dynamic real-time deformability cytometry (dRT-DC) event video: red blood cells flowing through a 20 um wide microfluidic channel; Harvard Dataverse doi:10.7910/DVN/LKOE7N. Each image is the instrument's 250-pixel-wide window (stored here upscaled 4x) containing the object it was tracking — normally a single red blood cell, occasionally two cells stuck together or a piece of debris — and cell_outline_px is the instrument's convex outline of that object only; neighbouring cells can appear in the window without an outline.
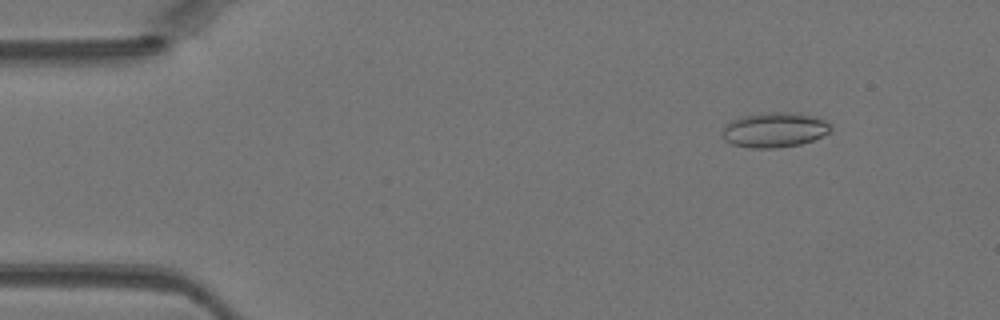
{"species": "Egyptian fruit bat (a non-hibernating species)", "species_latin": "Rousettus aegyptiacus", "temperature_condition": "warm", "stored_images_in_passage": 44, "camera_frame_rate_fps": 3000, "um_per_image_px": 0.085, "animal": {"sex": "female"}, "frame": {"image": 1, "passage_image": 5, "time_ms": 1.333, "image_size_px": [1000, 320], "cell_outline_px": [[832, 128], [828, 132], [812, 140], [800, 144], [776, 148], [748, 148], [732, 144], [724, 140], [724, 128], [732, 120], [744, 116], [772, 112], [788, 112], [816, 116], [824, 120]], "centroid_in_image_um": [65.84, 11.05], "position_along_channel_um": 19.2, "area_um2": 21.68}}
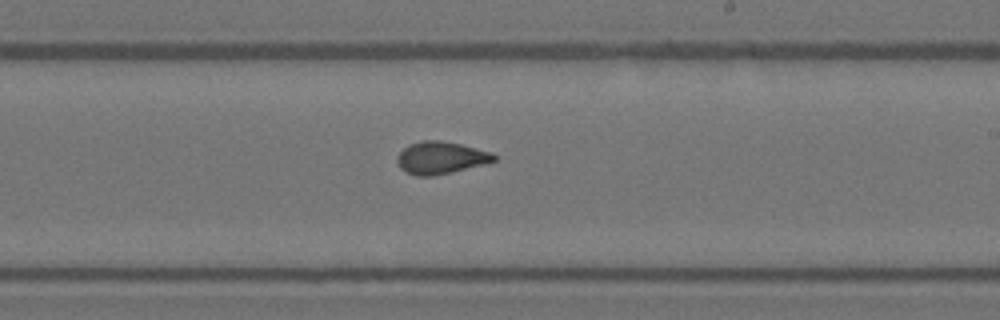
{"frame": {"image": 2, "passage_image": 26, "time_ms": 8.333, "image_size_px": [1000, 320], "cell_outline_px": [[496, 160], [452, 172], [432, 176], [416, 176], [400, 168], [396, 160], [396, 156], [408, 144], [424, 140], [440, 140], [460, 144], [492, 152], [496, 156]], "centroid_in_image_um": [37.43, 13.4], "position_along_channel_um": 251.6, "area_um2": 18.09}}
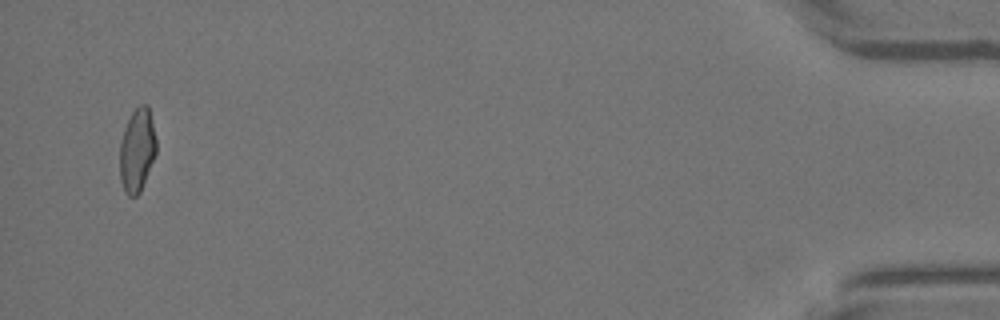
{"frame": {"image": 3, "passage_image": 43, "time_ms": 14.0, "image_size_px": [1000, 320], "cell_outline_px": [[156, 152], [140, 192], [136, 196], [128, 196], [124, 192], [120, 180], [120, 140], [124, 128], [132, 112], [140, 104], [148, 104], [156, 140]], "centroid_in_image_um": [11.63, 12.77], "position_along_channel_um": 423.6, "area_um2": 17.69}}